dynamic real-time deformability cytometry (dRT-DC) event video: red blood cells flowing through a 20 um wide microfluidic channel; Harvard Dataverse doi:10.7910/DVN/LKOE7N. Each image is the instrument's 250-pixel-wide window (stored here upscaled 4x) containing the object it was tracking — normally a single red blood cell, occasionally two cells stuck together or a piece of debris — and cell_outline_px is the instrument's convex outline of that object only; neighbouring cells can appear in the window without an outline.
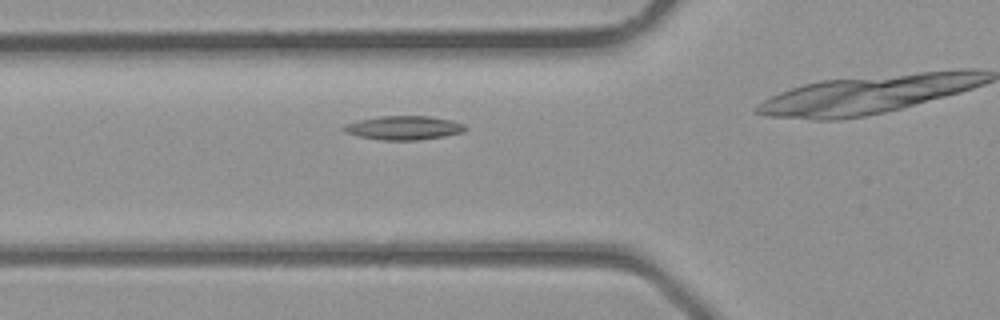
{"species": "common noctule bat (a hibernating species)", "species_latin": "Nyctalus noctula", "temperature_condition": "room temperature", "stored_images_in_passage": 23, "camera_frame_rate_fps": 3000, "um_per_image_px": 0.085, "animal": {"sex": "male", "body_mass_g": 23.1, "forearm_length_mm": 52.7}, "frame": {"image": 1, "passage_image": 6, "time_ms": 1.667, "image_size_px": [1000, 320], "cell_outline_px": [[468, 128], [464, 132], [444, 136], [416, 140], [380, 140], [360, 136], [344, 132], [340, 128], [344, 124], [360, 120], [380, 116], [432, 116], [452, 120], [464, 124]], "centroid_in_image_um": [34.33, 10.86], "position_along_channel_um": 91.5, "area_um2": 16.99}}
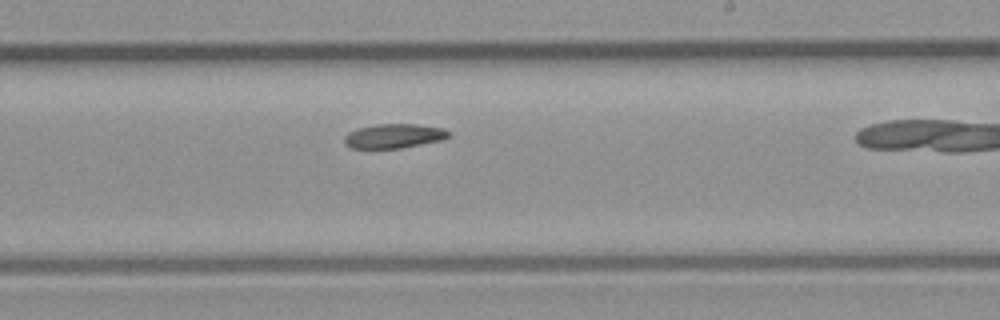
{"frame": {"image": 2, "passage_image": 15, "time_ms": 4.667, "image_size_px": [1000, 320], "cell_outline_px": [[452, 136], [444, 140], [400, 148], [352, 148], [344, 144], [344, 136], [348, 132], [356, 128], [376, 124], [416, 124], [444, 128], [452, 132]], "centroid_in_image_um": [33.53, 11.55], "position_along_channel_um": 255.5, "area_um2": 15.09}}
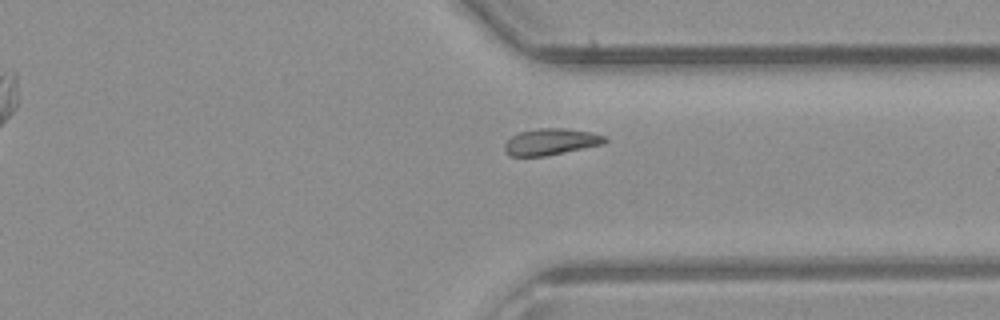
{"frame": {"image": 3, "passage_image": 21, "time_ms": 6.667, "image_size_px": [1000, 320], "cell_outline_px": [[608, 140], [604, 144], [544, 156], [508, 156], [504, 148], [504, 144], [512, 136], [520, 132], [540, 128], [564, 128], [592, 132], [604, 136]], "centroid_in_image_um": [46.83, 12.05], "position_along_channel_um": 364.6, "area_um2": 15.37}}